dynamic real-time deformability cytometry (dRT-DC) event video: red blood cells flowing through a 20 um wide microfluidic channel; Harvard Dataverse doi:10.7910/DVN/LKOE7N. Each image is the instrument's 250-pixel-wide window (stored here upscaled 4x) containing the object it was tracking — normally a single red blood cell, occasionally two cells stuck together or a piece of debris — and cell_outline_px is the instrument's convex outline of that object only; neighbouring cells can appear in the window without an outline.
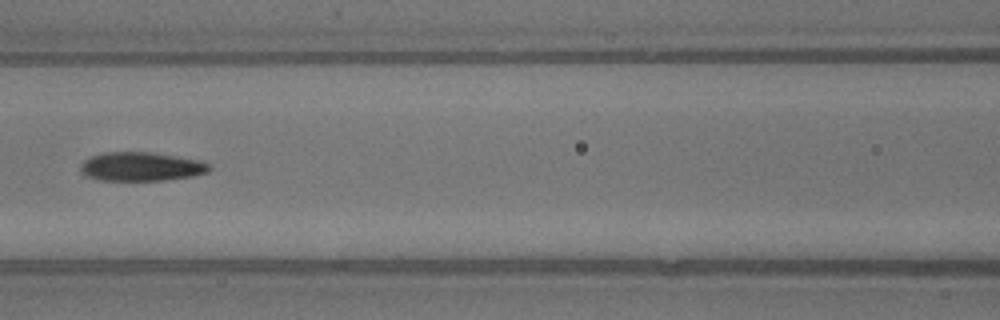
{"species": "common noctule bat (a hibernating species)", "species_latin": "Nyctalus noctula", "temperature_condition": "warm", "stored_images_in_passage": 28, "camera_frame_rate_fps": 3000, "um_per_image_px": 0.085, "animal": {"sex": "male", "body_mass_g": 13.3}, "frame": {"image": 1, "passage_image": 13, "time_ms": 4.0, "image_size_px": [1000, 320], "cell_outline_px": [[212, 168], [208, 172], [196, 176], [164, 180], [100, 180], [84, 176], [80, 172], [80, 164], [84, 160], [92, 156], [104, 152], [152, 152], [204, 160], [212, 164]], "centroid_in_image_um": [12.06, 14.16], "position_along_channel_um": 154.5, "area_um2": 22.14}}